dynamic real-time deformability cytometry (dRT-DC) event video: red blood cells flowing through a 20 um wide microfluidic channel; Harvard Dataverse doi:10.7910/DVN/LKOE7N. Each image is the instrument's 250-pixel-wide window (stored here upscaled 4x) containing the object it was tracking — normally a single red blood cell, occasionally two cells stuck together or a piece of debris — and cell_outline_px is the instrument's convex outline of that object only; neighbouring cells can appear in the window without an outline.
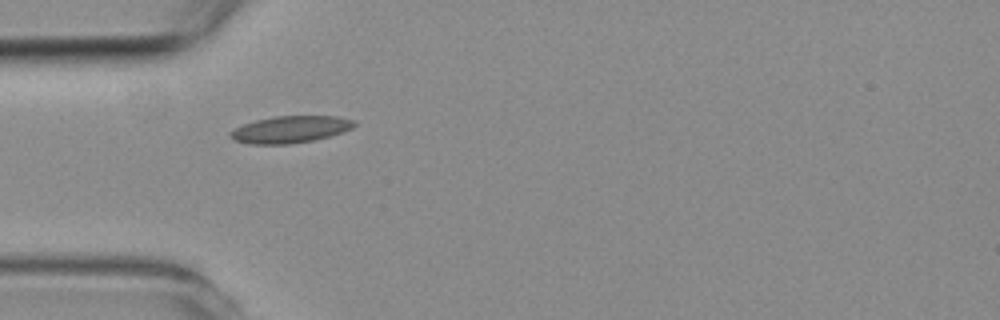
{"species": "common noctule bat (a hibernating species)", "species_latin": "Nyctalus noctula", "temperature_condition": "room temperature", "stored_images_in_passage": 2, "camera_frame_rate_fps": 3000, "um_per_image_px": 0.085, "animal": {"sex": "female", "body_mass_g": 19.3, "forearm_length_mm": 54.1}, "frame": {"image": 1, "passage_image": 1, "time_ms": 0.0, "image_size_px": [1000, 320], "cell_outline_px": [[356, 124], [352, 128], [328, 136], [312, 140], [288, 144], [248, 144], [236, 140], [228, 136], [228, 132], [244, 124], [256, 120], [276, 116], [336, 116], [352, 120]], "centroid_in_image_um": [24.63, 11.0], "position_along_channel_um": 60.4, "area_um2": 19.13}}
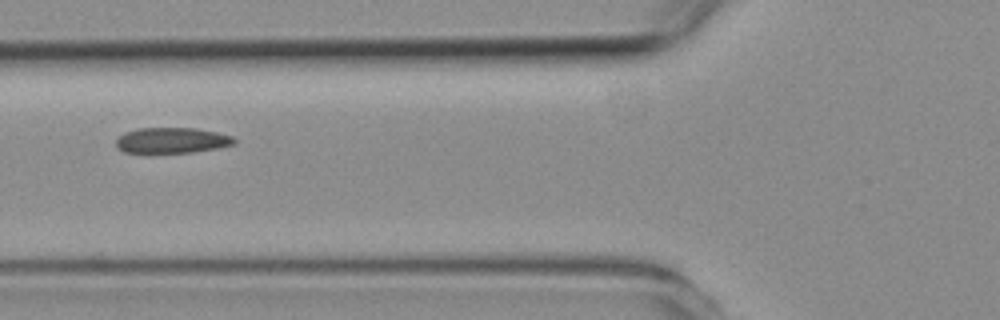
{"frame": {"image": 2, "passage_image": 2, "time_ms": 1.333, "image_size_px": [1000, 320], "cell_outline_px": [[236, 140], [232, 144], [216, 148], [192, 152], [124, 152], [116, 148], [116, 140], [124, 132], [136, 128], [196, 128], [216, 132], [232, 136]], "centroid_in_image_um": [14.57, 11.92], "position_along_channel_um": 111.2, "area_um2": 17.46}}